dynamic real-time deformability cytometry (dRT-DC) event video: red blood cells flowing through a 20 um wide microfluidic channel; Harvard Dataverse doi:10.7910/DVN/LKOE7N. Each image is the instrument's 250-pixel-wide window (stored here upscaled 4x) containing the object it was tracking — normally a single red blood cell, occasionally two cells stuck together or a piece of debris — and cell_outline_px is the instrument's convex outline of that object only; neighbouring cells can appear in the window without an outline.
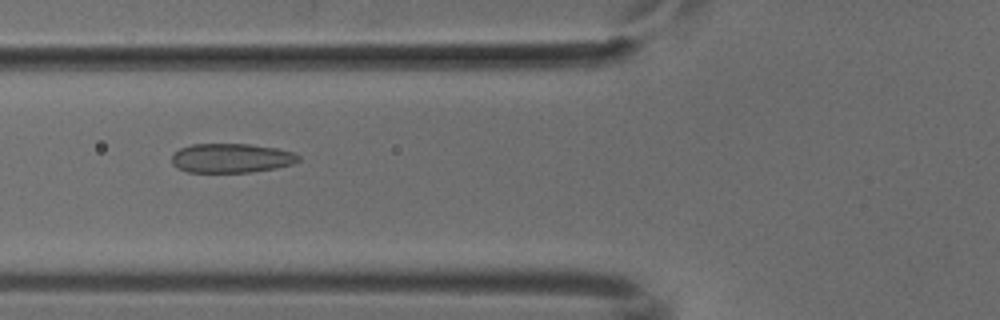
{"species": "common noctule bat (a hibernating species)", "species_latin": "Nyctalus noctula", "temperature_condition": "cold", "stored_images_in_passage": 52, "camera_frame_rate_fps": 3000, "um_per_image_px": 0.085, "animal": {"sex": "male", "body_mass_g": 18.8}, "frame": {"image": 1, "passage_image": 20, "time_ms": 6.333, "image_size_px": [1000, 320], "cell_outline_px": [[300, 160], [292, 164], [276, 168], [252, 172], [188, 172], [176, 168], [172, 164], [172, 156], [180, 148], [192, 144], [248, 144], [276, 148], [292, 152], [300, 156]], "centroid_in_image_um": [19.65, 13.44], "position_along_channel_um": 106.1, "area_um2": 21.62}}
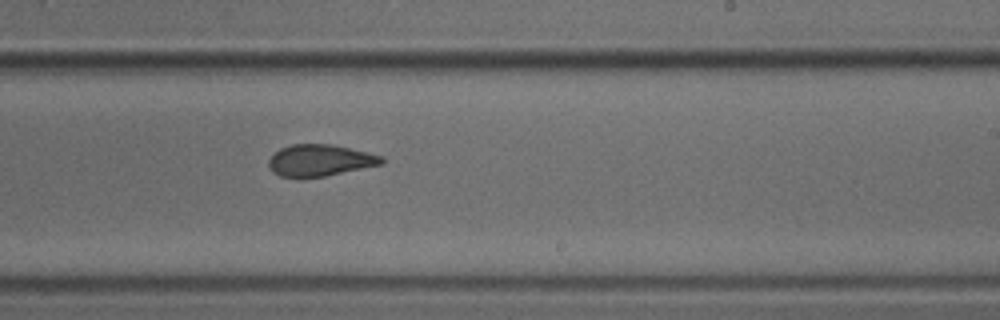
{"frame": {"image": 2, "passage_image": 32, "time_ms": 10.333, "image_size_px": [1000, 320], "cell_outline_px": [[384, 164], [324, 176], [280, 176], [272, 172], [268, 164], [268, 160], [280, 148], [292, 144], [332, 144], [384, 156]], "centroid_in_image_um": [27.22, 13.61], "position_along_channel_um": 261.8, "area_um2": 20.58}}
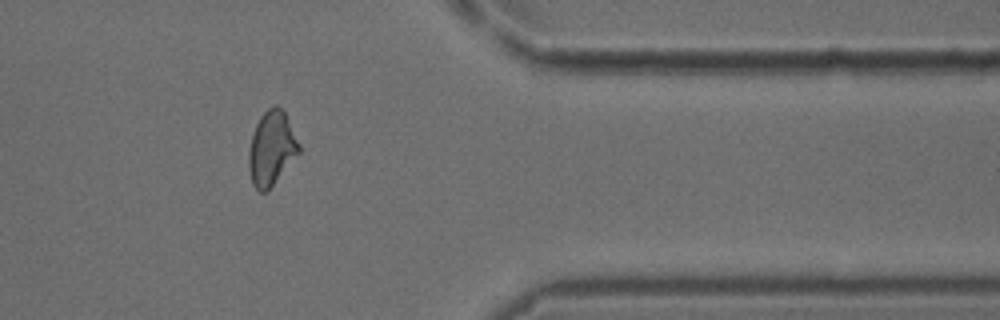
{"frame": {"image": 3, "passage_image": 43, "time_ms": 14.0, "image_size_px": [1000, 320], "cell_outline_px": [[300, 152], [272, 184], [264, 192], [260, 192], [252, 184], [248, 168], [248, 152], [252, 136], [256, 124], [260, 116], [272, 104], [276, 104], [284, 112], [300, 144]], "centroid_in_image_um": [23.06, 12.58], "position_along_channel_um": 388.3, "area_um2": 21.39}}